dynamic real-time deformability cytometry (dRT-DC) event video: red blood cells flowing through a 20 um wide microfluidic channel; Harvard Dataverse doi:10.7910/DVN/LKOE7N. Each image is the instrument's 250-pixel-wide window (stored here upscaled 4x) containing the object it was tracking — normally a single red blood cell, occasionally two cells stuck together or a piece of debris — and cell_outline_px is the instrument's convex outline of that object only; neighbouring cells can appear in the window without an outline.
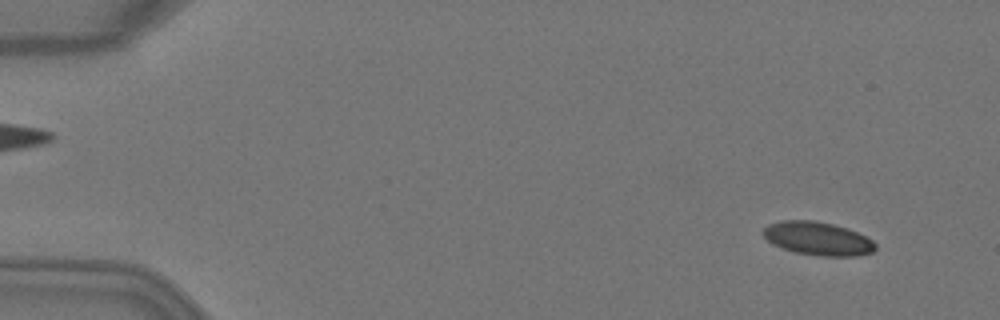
{"species": "Egyptian fruit bat (a non-hibernating species)", "species_latin": "Rousettus aegyptiacus", "temperature_condition": "warm", "stored_images_in_passage": 11, "camera_frame_rate_fps": 3000, "um_per_image_px": 0.085, "animal": {"sex": "female"}, "frame": {"image": 1, "passage_image": 4, "time_ms": 1.0, "image_size_px": [1000, 320], "cell_outline_px": [[876, 248], [872, 252], [856, 256], [820, 256], [796, 252], [772, 244], [760, 232], [768, 224], [780, 220], [812, 220], [832, 224], [848, 228], [872, 240], [876, 244]], "centroid_in_image_um": [69.49, 20.27], "position_along_channel_um": 15.5, "area_um2": 21.79}}